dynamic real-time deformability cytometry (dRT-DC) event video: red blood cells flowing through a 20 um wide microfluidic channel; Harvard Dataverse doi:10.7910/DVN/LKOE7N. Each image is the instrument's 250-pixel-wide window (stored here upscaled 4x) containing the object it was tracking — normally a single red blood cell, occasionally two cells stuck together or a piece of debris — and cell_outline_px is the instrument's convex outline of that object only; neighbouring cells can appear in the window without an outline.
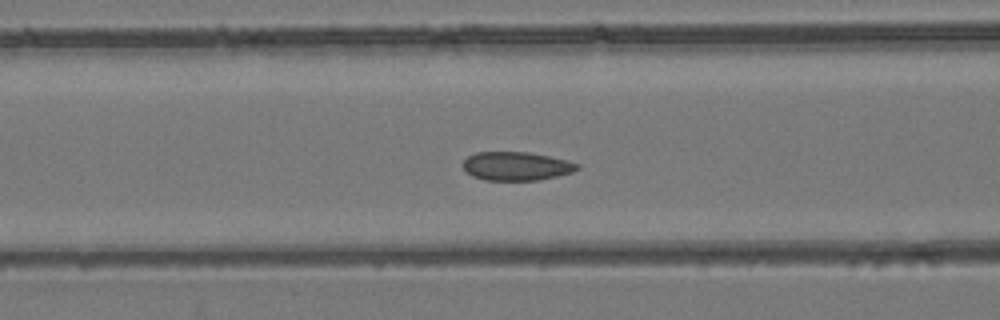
{"species": "common noctule bat (a hibernating species)", "species_latin": "Nyctalus noctula", "temperature_condition": "room temperature", "stored_images_in_passage": 39, "camera_frame_rate_fps": 3000, "um_per_image_px": 0.085, "animal": {"sex": "female", "body_mass_g": 24.6, "forearm_length_mm": 56.2}, "frame": {"image": 1, "passage_image": 7, "time_ms": 2.0, "image_size_px": [1000, 320], "cell_outline_px": [[580, 168], [572, 172], [556, 176], [536, 180], [484, 180], [472, 176], [464, 168], [464, 160], [468, 156], [476, 152], [528, 152], [568, 160], [580, 164]], "centroid_in_image_um": [43.91, 14.12], "position_along_channel_um": 122.7, "area_um2": 18.96}}
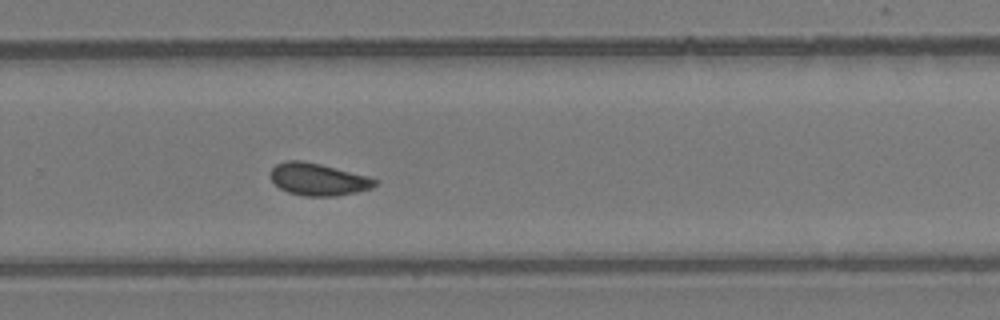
{"frame": {"image": 2, "passage_image": 21, "time_ms": 6.667, "image_size_px": [1000, 320], "cell_outline_px": [[376, 184], [372, 188], [356, 192], [336, 196], [304, 196], [288, 192], [280, 188], [268, 176], [268, 172], [276, 164], [288, 160], [300, 160], [320, 164], [368, 176], [376, 180]], "centroid_in_image_um": [27.0, 15.24], "position_along_channel_um": 302.8, "area_um2": 19.59}}
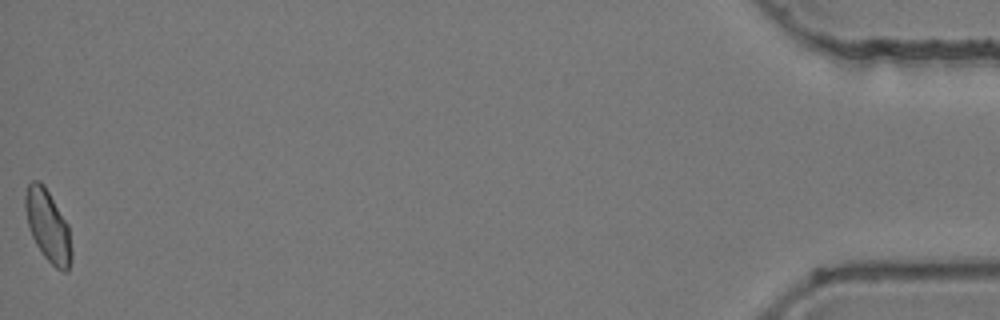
{"frame": {"image": 3, "passage_image": 39, "time_ms": 12.667, "image_size_px": [1000, 320], "cell_outline_px": [[72, 260], [68, 272], [64, 272], [56, 268], [44, 256], [36, 244], [32, 236], [28, 224], [24, 208], [24, 196], [28, 184], [32, 180], [40, 180], [44, 184], [68, 224], [72, 248]], "centroid_in_image_um": [4.08, 19.2], "position_along_channel_um": 431.1, "area_um2": 19.54}, "authors_computed_cell_mechanics": {"area_um2": 18.9584, "velocity_mm_per_s": 3.8686, "shape_relaxation_time_tau1_ms": null, "shape_relaxation_time_tau2_ms": 0.7325, "deformation_change_tau1": null, "deformation_change_tau2": 0.0427}}